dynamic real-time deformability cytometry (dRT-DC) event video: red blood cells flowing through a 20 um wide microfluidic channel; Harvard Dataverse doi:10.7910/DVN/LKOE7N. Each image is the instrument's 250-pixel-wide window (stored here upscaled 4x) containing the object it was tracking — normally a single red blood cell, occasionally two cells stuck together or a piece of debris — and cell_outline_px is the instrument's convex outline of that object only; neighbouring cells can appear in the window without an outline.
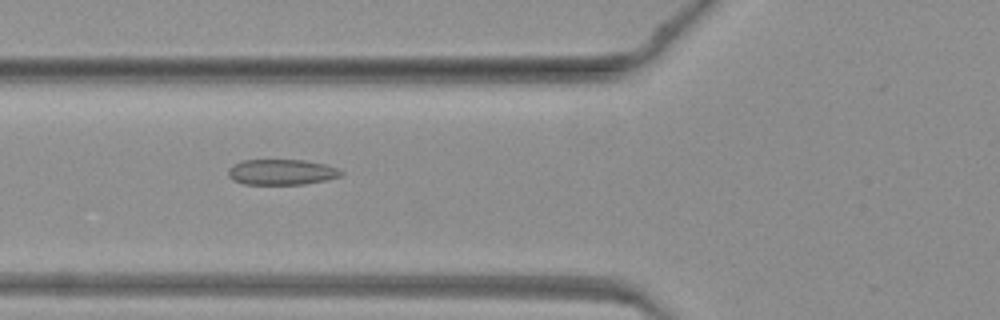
{"species": "common noctule bat (a hibernating species)", "species_latin": "Nyctalus noctula", "temperature_condition": "warm", "stored_images_in_passage": 47, "camera_frame_rate_fps": 3000, "um_per_image_px": 0.085, "animal": {"sex": "female", "body_mass_g": 19.3, "forearm_length_mm": 54.1}, "frame": {"image": 1, "passage_image": 18, "time_ms": 5.667, "image_size_px": [1000, 320], "cell_outline_px": [[344, 172], [340, 176], [324, 180], [304, 184], [244, 184], [232, 180], [228, 176], [228, 168], [232, 164], [240, 160], [304, 160], [324, 164], [336, 168]], "centroid_in_image_um": [23.87, 14.62], "position_along_channel_um": 101.9, "area_um2": 16.82}}
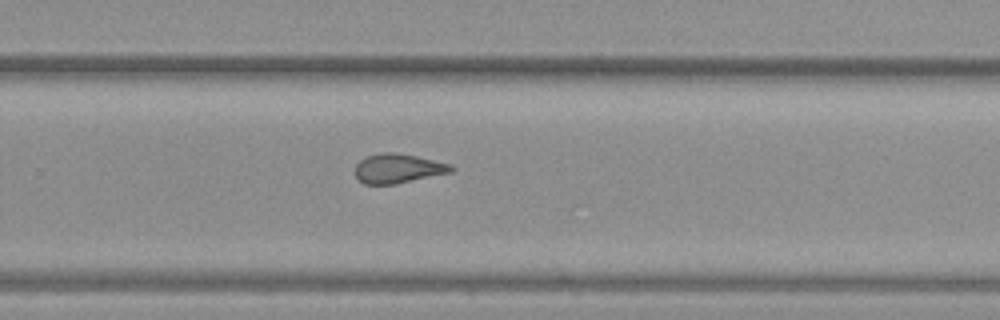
{"frame": {"image": 2, "passage_image": 31, "time_ms": 10.0, "image_size_px": [1000, 320], "cell_outline_px": [[456, 168], [452, 172], [396, 184], [364, 184], [356, 176], [356, 164], [364, 156], [380, 152], [396, 152], [416, 156], [452, 164]], "centroid_in_image_um": [33.85, 14.31], "position_along_channel_um": 296.0, "area_um2": 16.59}}
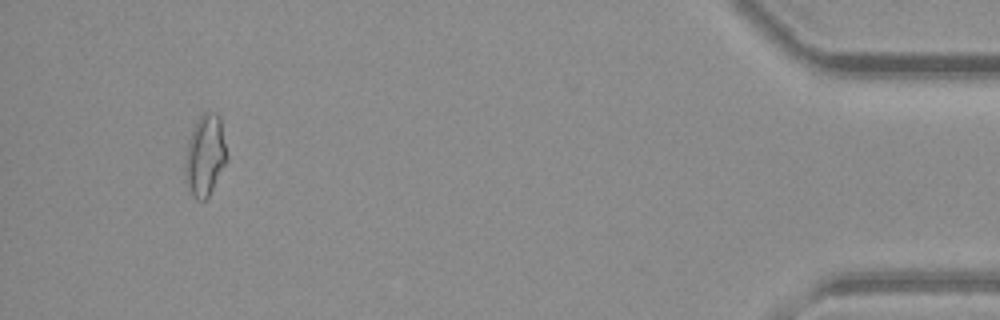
{"frame": {"image": 3, "passage_image": 44, "time_ms": 14.333, "image_size_px": [1000, 320], "cell_outline_px": [[228, 160], [208, 196], [204, 200], [196, 200], [192, 196], [188, 188], [184, 176], [184, 160], [188, 140], [192, 128], [196, 120], [204, 112], [216, 112], [220, 116], [228, 156]], "centroid_in_image_um": [17.42, 13.19], "position_along_channel_um": 417.8, "area_um2": 20.17}}